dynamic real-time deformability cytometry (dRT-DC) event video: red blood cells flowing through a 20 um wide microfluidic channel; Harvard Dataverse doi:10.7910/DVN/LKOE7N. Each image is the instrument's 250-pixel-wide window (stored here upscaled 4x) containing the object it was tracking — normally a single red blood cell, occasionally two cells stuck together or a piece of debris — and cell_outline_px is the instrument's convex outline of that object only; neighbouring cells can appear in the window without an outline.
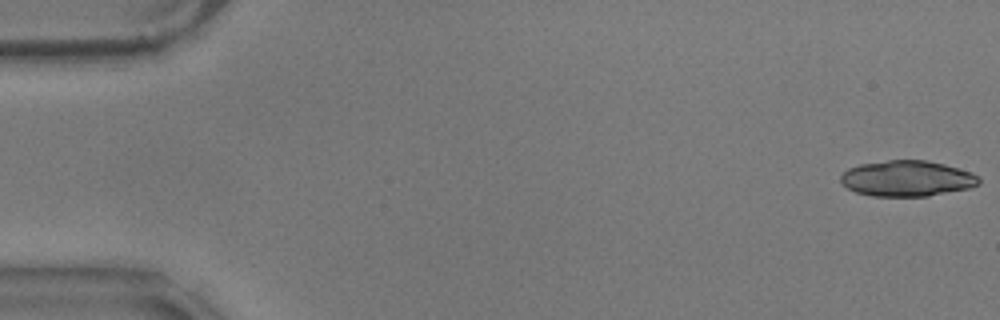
{"species": "common noctule bat (a hibernating species)", "species_latin": "Nyctalus noctula", "temperature_condition": "warm", "stored_images_in_passage": 11, "camera_frame_rate_fps": 3000, "um_per_image_px": 0.085, "animal": {"sex": "male", "body_mass_g": 17.9}, "frame": {"image": 1, "passage_image": 1, "time_ms": 0.0, "image_size_px": [1000, 320], "cell_outline_px": [[980, 184], [972, 188], [928, 196], [872, 196], [856, 192], [848, 188], [840, 180], [840, 176], [848, 168], [860, 164], [888, 160], [924, 160], [944, 164], [972, 172], [980, 176]], "centroid_in_image_um": [77.14, 15.17], "position_along_channel_um": 7.9, "area_um2": 28.96}}